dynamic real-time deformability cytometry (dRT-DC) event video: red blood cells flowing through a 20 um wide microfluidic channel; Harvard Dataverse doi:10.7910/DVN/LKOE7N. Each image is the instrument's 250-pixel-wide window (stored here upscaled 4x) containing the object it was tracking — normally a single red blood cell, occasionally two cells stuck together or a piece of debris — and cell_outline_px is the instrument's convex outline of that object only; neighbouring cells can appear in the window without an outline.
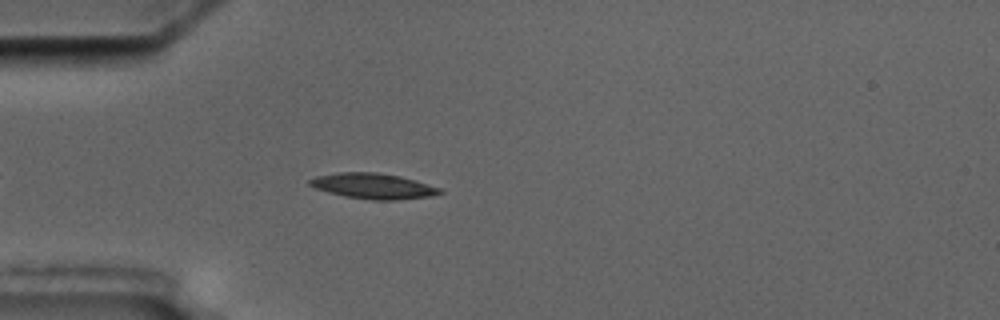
{"species": "common noctule bat (a hibernating species)", "species_latin": "Nyctalus noctula", "temperature_condition": "cold", "stored_images_in_passage": 2, "camera_frame_rate_fps": 3000, "um_per_image_px": 0.085, "animal": {"sex": "male", "body_mass_g": 17.5, "forearm_length_mm": 52.3}, "frame": {"image": 1, "passage_image": 2, "time_ms": 1.0, "image_size_px": [1000, 320], "cell_outline_px": [[444, 192], [428, 196], [396, 200], [372, 200], [344, 196], [328, 192], [316, 188], [308, 184], [308, 180], [316, 176], [336, 172], [376, 172], [400, 176], [440, 188]], "centroid_in_image_um": [31.67, 15.81], "position_along_channel_um": 53.3, "area_um2": 19.19}}